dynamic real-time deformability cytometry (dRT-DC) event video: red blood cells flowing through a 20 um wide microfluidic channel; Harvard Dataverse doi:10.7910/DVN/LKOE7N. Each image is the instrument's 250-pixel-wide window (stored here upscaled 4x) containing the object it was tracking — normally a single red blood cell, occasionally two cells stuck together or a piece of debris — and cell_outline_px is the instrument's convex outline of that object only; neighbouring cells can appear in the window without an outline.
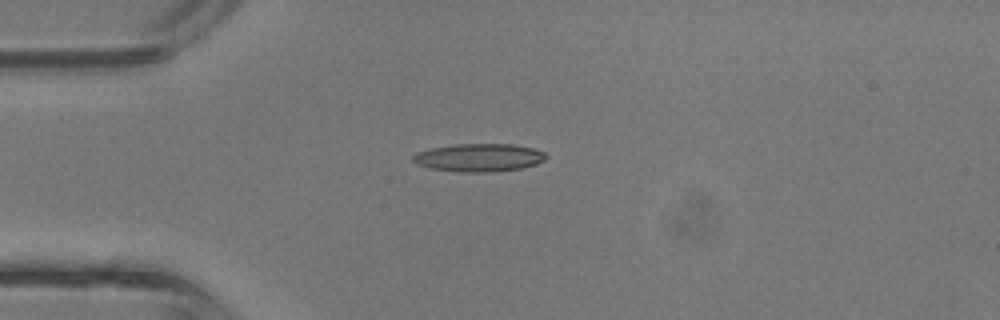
{"species": "common noctule bat (a hibernating species)", "species_latin": "Nyctalus noctula", "temperature_condition": "room temperature", "stored_images_in_passage": 4, "camera_frame_rate_fps": 3000, "um_per_image_px": 0.085, "animal": {"sex": "male", "body_mass_g": 13.3}, "frame": {"image": 1, "passage_image": 3, "time_ms": 0.667, "image_size_px": [1000, 320], "cell_outline_px": [[548, 156], [544, 160], [536, 164], [520, 168], [492, 172], [456, 172], [428, 168], [416, 164], [412, 160], [412, 156], [416, 152], [432, 148], [456, 144], [512, 144], [532, 148], [544, 152]], "centroid_in_image_um": [40.68, 13.4], "position_along_channel_um": 44.3, "area_um2": 21.79}}